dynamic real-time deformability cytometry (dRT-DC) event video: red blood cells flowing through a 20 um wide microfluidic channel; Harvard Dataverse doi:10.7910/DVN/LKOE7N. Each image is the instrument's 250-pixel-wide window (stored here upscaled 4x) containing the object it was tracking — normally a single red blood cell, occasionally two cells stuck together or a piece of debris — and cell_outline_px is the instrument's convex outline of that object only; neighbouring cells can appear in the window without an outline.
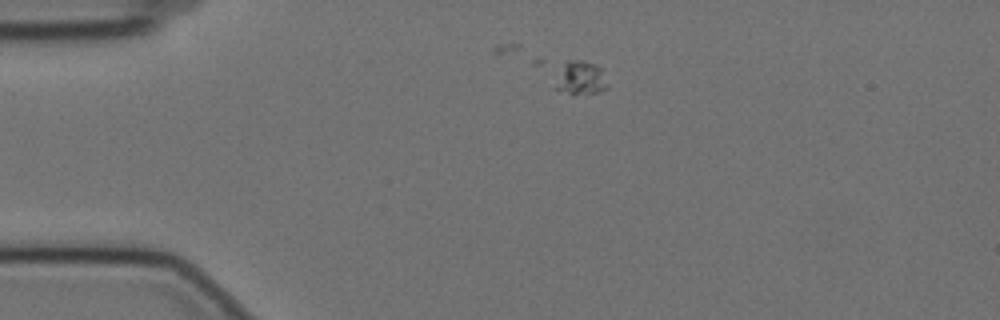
{"species": "Egyptian fruit bat (a non-hibernating species)", "species_latin": "Rousettus aegyptiacus", "temperature_condition": "cold", "stored_images_in_passage": 45, "camera_frame_rate_fps": 3000, "um_per_image_px": 0.085, "animal": {"sex": "female"}, "frame": {"image": 1, "passage_image": 4, "time_ms": 1.0, "image_size_px": [1000, 320], "cell_outline_px": [[608, 88], [600, 92], [572, 96], [552, 88], [564, 64], [568, 60], [584, 60], [596, 64], [600, 68]], "centroid_in_image_um": [49.32, 6.68], "position_along_channel_um": 35.7, "area_um2": 10.4}}
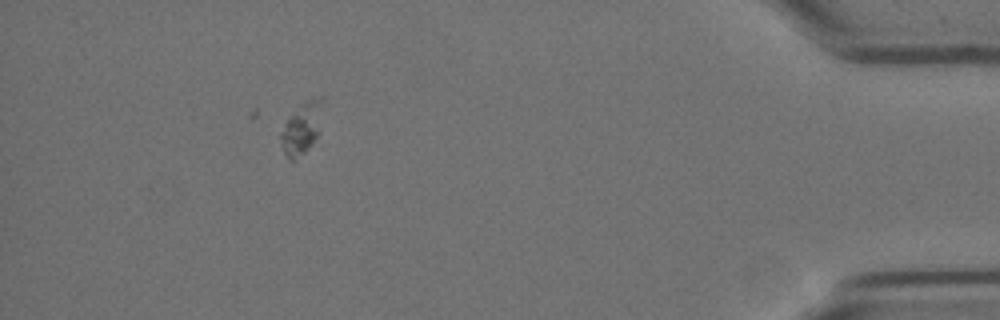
{"frame": {"image": 2, "passage_image": 45, "time_ms": 14.667, "image_size_px": [1000, 320], "cell_outline_px": [[324, 100], [320, 132], [304, 152], [292, 160], [288, 160], [284, 152], [280, 136], [280, 132], [284, 124], [300, 104], [308, 100], [320, 96], [324, 96]], "centroid_in_image_um": [25.69, 10.84], "position_along_channel_um": 409.5, "area_um2": 12.54}}